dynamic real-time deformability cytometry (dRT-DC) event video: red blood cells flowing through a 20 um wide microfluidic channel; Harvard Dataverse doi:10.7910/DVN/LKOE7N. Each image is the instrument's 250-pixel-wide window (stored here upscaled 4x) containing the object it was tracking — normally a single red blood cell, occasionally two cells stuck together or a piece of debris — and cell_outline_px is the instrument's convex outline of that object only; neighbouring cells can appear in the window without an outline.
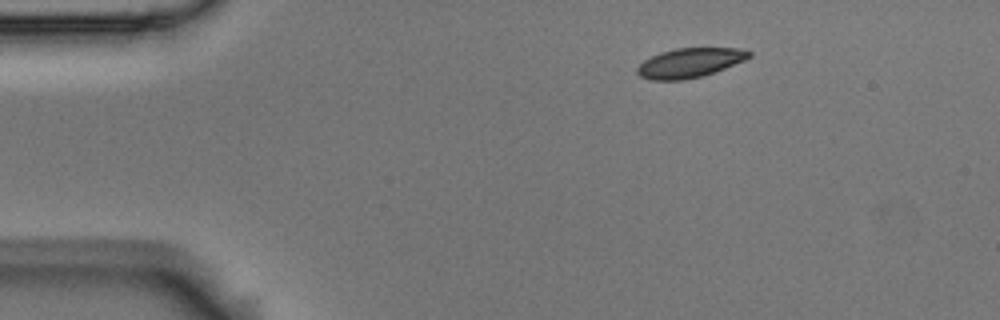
{"species": "Egyptian fruit bat (a non-hibernating species)", "species_latin": "Rousettus aegyptiacus", "temperature_condition": "room temperature", "stored_images_in_passage": 3, "camera_frame_rate_fps": 3000, "um_per_image_px": 0.085, "animal": {"sex": "male"}, "frame": {"image": 1, "passage_image": 1, "time_ms": 0.0, "image_size_px": [1000, 320], "cell_outline_px": [[752, 56], [744, 60], [704, 76], [680, 80], [652, 80], [640, 76], [636, 72], [636, 68], [644, 60], [660, 52], [676, 48], [744, 48], [752, 52]], "centroid_in_image_um": [58.64, 5.33], "position_along_channel_um": 26.4, "area_um2": 19.19}}